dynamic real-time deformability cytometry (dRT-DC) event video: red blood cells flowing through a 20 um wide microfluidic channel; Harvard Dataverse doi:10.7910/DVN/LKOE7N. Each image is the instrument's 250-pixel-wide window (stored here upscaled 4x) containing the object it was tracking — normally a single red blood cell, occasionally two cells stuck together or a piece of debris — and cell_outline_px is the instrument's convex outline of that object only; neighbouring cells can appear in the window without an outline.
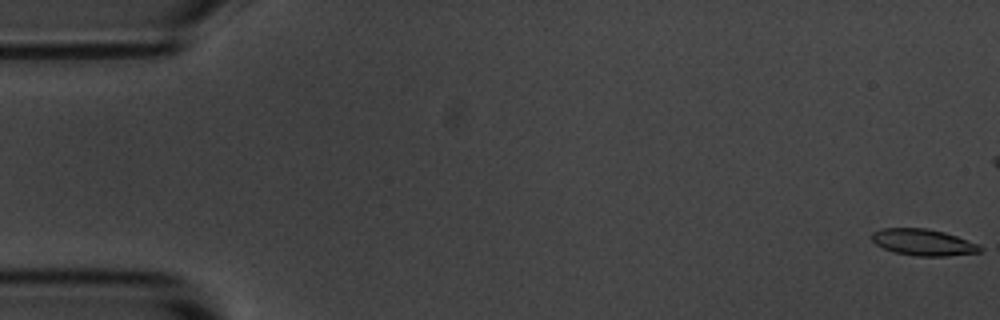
{"species": "common noctule bat (a hibernating species)", "species_latin": "Nyctalus noctula", "temperature_condition": "room temperature", "stored_images_in_passage": 9, "camera_frame_rate_fps": 3000, "um_per_image_px": 0.085, "animal": {"sex": "male", "body_mass_g": 20.1, "forearm_length_mm": 53.5}, "frame": {"image": 1, "passage_image": 1, "time_ms": 0.0, "image_size_px": [1000, 320], "cell_outline_px": [[984, 248], [980, 252], [944, 256], [916, 256], [892, 252], [876, 244], [872, 240], [872, 232], [880, 228], [928, 228], [944, 232], [980, 244]], "centroid_in_image_um": [78.48, 20.59], "position_along_channel_um": 6.5, "area_um2": 16.82}}